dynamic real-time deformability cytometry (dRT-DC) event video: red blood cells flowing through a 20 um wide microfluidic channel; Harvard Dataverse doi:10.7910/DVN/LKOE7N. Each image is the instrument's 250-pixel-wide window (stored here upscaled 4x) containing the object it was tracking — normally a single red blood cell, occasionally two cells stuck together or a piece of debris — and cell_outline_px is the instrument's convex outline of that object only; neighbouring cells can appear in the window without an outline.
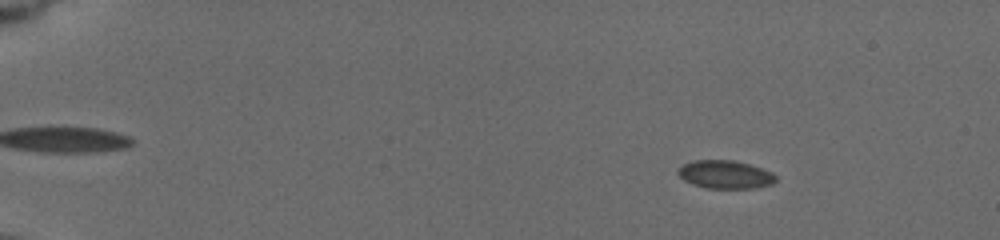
{"species": "common noctule bat (a hibernating species)", "species_latin": "Nyctalus noctula", "temperature_condition": "cold", "stored_images_in_passage": 77, "camera_frame_rate_fps": 3000, "um_per_image_px": 0.085, "animal": {"sex": "female", "body_mass_g": 19.5, "forearm_length_mm": 54.1}, "frame": {"image": 1, "passage_image": 5, "time_ms": 1.0, "image_size_px": [1000, 240], "cell_outline_px": [[776, 180], [772, 184], [756, 188], [708, 188], [692, 184], [684, 180], [676, 172], [684, 164], [696, 160], [732, 160], [748, 164], [772, 172], [776, 176]], "centroid_in_image_um": [61.65, 14.84], "position_along_channel_um": 23.3, "area_um2": 15.9}}
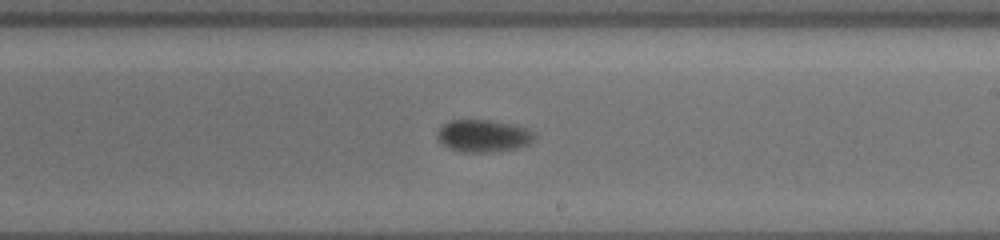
{"frame": {"image": 2, "passage_image": 44, "time_ms": 10.333, "image_size_px": [1000, 240], "cell_outline_px": [[532, 140], [528, 144], [516, 148], [488, 152], [460, 152], [444, 144], [436, 136], [440, 128], [452, 120], [488, 120], [516, 124], [524, 128], [532, 136]], "centroid_in_image_um": [41.05, 11.54], "position_along_channel_um": 247.9, "area_um2": 17.69}}
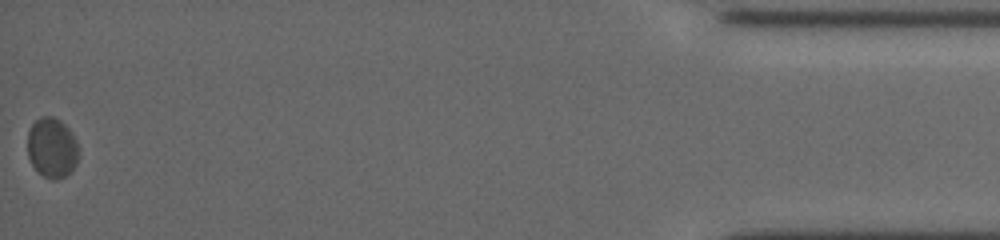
{"frame": {"image": 3, "passage_image": 77, "time_ms": 17.333, "image_size_px": [1000, 240], "cell_outline_px": [[76, 164], [64, 176], [56, 180], [52, 180], [44, 176], [32, 164], [28, 156], [28, 132], [32, 124], [40, 116], [52, 116], [60, 120], [64, 124], [72, 136], [76, 144]], "centroid_in_image_um": [4.37, 12.54], "position_along_channel_um": 430.8, "area_um2": 17.28}, "authors_computed_cell_mechanics": {"area_um2": 17.051, "velocity_mm_per_s": 3.7161, "shape_relaxation_time_tau1_ms": 0.8272, "shape_relaxation_time_tau2_ms": null, "deformation_change_tau1": 0.0438, "deformation_change_tau2": null}}